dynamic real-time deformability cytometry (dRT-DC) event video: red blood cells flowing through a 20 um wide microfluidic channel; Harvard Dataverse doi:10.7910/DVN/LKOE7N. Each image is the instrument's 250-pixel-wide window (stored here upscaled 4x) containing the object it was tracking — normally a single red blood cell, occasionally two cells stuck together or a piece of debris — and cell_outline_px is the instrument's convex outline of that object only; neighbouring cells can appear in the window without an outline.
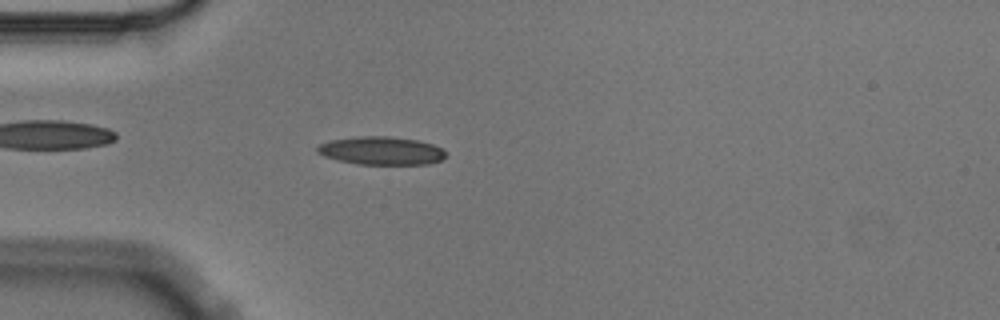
{"species": "Egyptian fruit bat (a non-hibernating species)", "species_latin": "Rousettus aegyptiacus", "temperature_condition": "cold", "stored_images_in_passage": 3, "camera_frame_rate_fps": 3000, "um_per_image_px": 0.085, "animal": {"sex": "male"}, "frame": {"image": 1, "passage_image": 3, "time_ms": 0.667, "image_size_px": [1000, 320], "cell_outline_px": [[444, 160], [428, 164], [356, 164], [336, 160], [324, 156], [316, 152], [316, 148], [320, 144], [328, 140], [360, 136], [388, 136], [416, 140], [432, 144], [440, 148], [444, 152]], "centroid_in_image_um": [32.36, 12.81], "position_along_channel_um": 52.6, "area_um2": 21.1}}